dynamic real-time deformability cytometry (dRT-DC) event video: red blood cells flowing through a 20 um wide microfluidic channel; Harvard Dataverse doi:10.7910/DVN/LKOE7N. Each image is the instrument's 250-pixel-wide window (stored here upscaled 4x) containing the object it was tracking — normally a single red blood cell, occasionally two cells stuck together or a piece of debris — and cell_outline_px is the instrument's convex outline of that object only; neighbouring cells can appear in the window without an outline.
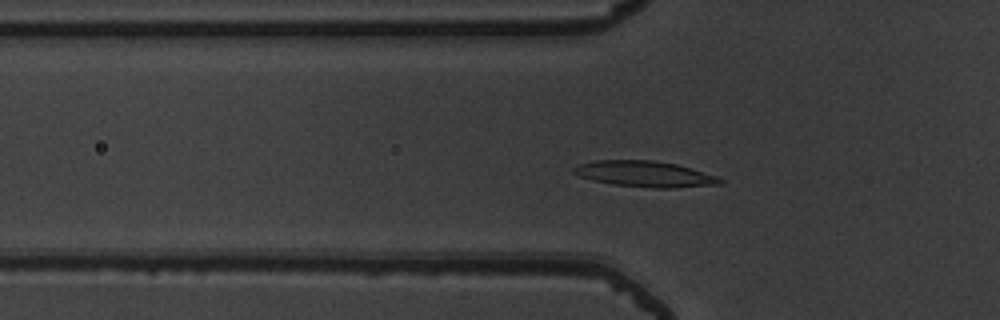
{"species": "common noctule bat (a hibernating species)", "species_latin": "Nyctalus noctula", "temperature_condition": "warm", "stored_images_in_passage": 49, "camera_frame_rate_fps": 3000, "um_per_image_px": 0.085, "animal": {"sex": "male", "body_mass_g": 19.5, "forearm_length_mm": 54.6}, "frame": {"image": 1, "passage_image": 15, "time_ms": 4.667, "image_size_px": [1000, 320], "cell_outline_px": [[724, 180], [720, 184], [672, 188], [652, 188], [612, 184], [592, 180], [580, 176], [572, 172], [572, 168], [580, 164], [596, 160], [652, 160], [676, 164], [692, 168], [716, 176]], "centroid_in_image_um": [54.8, 14.79], "position_along_channel_um": 71.0, "area_um2": 22.02}}
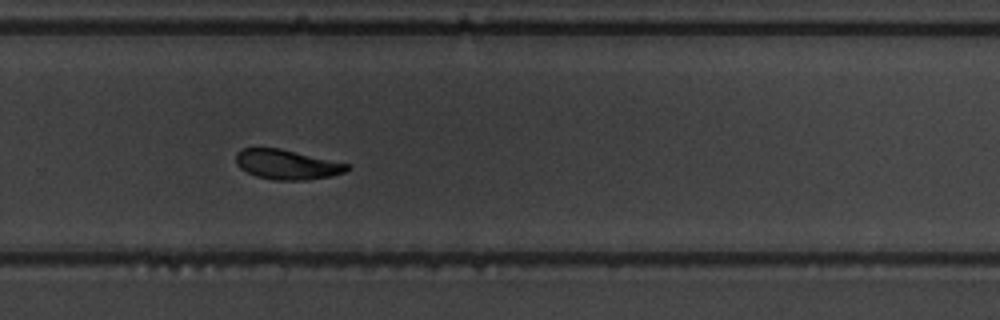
{"frame": {"image": 2, "passage_image": 33, "time_ms": 10.667, "image_size_px": [1000, 320], "cell_outline_px": [[352, 168], [344, 172], [332, 176], [304, 180], [272, 180], [256, 176], [240, 168], [236, 164], [236, 152], [240, 148], [280, 148], [348, 164]], "centroid_in_image_um": [24.37, 13.98], "position_along_channel_um": 305.4, "area_um2": 19.25}}
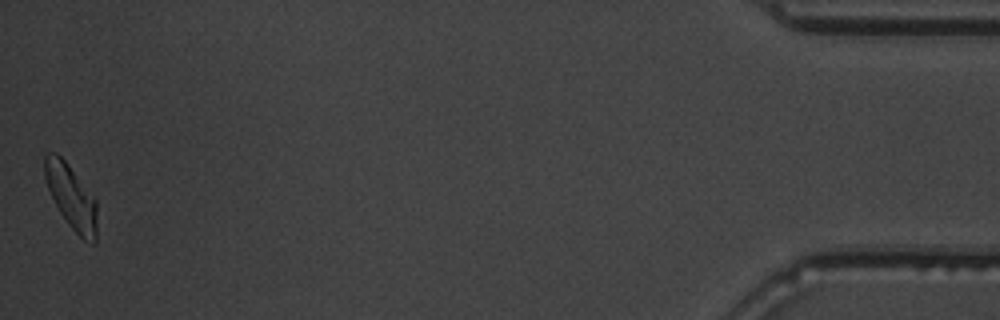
{"frame": {"image": 3, "passage_image": 49, "time_ms": 16.0, "image_size_px": [1000, 320], "cell_outline_px": [[96, 244], [92, 244], [84, 240], [68, 224], [60, 212], [48, 188], [44, 176], [44, 156], [48, 152], [56, 152], [64, 160], [96, 200]], "centroid_in_image_um": [6.05, 16.74], "position_along_channel_um": 429.2, "area_um2": 19.19}, "authors_computed_cell_mechanics": {"area_um2": 20.3456, "velocity_mm_per_s": 3.9165, "shape_relaxation_time_tau1_ms": 3.5998, "shape_relaxation_time_tau2_ms": 3.5074, "deformation_change_tau1": 0.1493, "deformation_change_tau2": 0.0805}}